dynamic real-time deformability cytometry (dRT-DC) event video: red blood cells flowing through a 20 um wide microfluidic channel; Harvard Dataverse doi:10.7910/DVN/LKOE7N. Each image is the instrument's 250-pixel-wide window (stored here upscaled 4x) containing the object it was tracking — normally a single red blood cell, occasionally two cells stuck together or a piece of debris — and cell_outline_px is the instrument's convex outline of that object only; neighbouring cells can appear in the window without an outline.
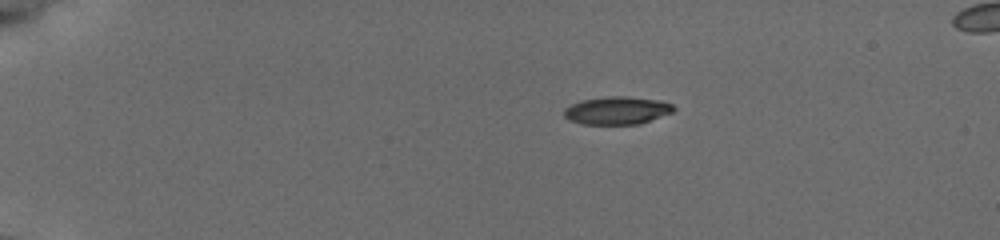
{"species": "common noctule bat (a hibernating species)", "species_latin": "Nyctalus noctula", "temperature_condition": "cold", "stored_images_in_passage": 45, "camera_frame_rate_fps": 3000, "um_per_image_px": 0.085, "animal": {"sex": "female", "body_mass_g": 19.5, "forearm_length_mm": 54.1}, "frame": {"image": 1, "passage_image": 1, "time_ms": 0.0, "image_size_px": [1000, 240], "cell_outline_px": [[676, 108], [672, 112], [640, 124], [580, 124], [568, 120], [564, 116], [564, 108], [572, 104], [584, 100], [616, 96], [620, 96], [656, 100], [672, 104]], "centroid_in_image_um": [52.42, 9.41], "position_along_channel_um": 32.6, "area_um2": 17.46}}
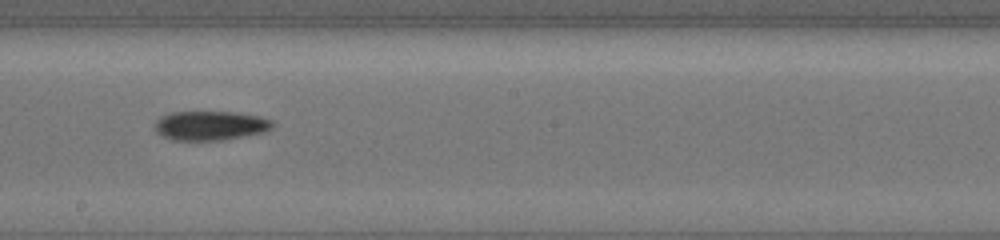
{"frame": {"image": 2, "passage_image": 23, "time_ms": 7.333, "image_size_px": [1000, 240], "cell_outline_px": [[272, 128], [264, 132], [224, 140], [172, 140], [156, 132], [156, 120], [160, 116], [172, 112], [232, 112], [256, 116], [272, 120]], "centroid_in_image_um": [17.86, 10.68], "position_along_channel_um": 230.3, "area_um2": 19.88}}
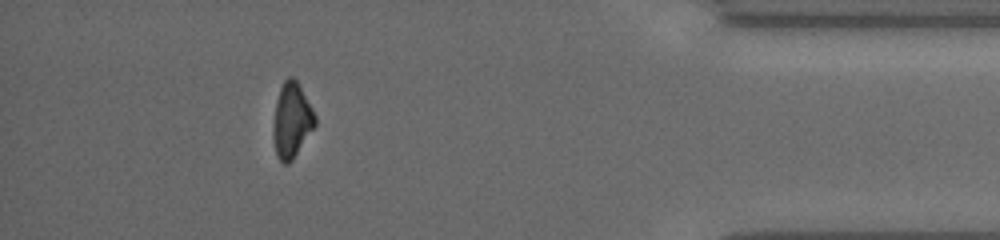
{"frame": {"image": 3, "passage_image": 40, "time_ms": 13.0, "image_size_px": [1000, 240], "cell_outline_px": [[316, 124], [292, 160], [288, 164], [284, 164], [276, 156], [272, 132], [276, 100], [280, 88], [284, 80], [288, 76], [292, 76], [296, 80], [312, 108], [316, 116]], "centroid_in_image_um": [24.77, 10.23], "position_along_channel_um": 410.4, "area_um2": 18.15}}